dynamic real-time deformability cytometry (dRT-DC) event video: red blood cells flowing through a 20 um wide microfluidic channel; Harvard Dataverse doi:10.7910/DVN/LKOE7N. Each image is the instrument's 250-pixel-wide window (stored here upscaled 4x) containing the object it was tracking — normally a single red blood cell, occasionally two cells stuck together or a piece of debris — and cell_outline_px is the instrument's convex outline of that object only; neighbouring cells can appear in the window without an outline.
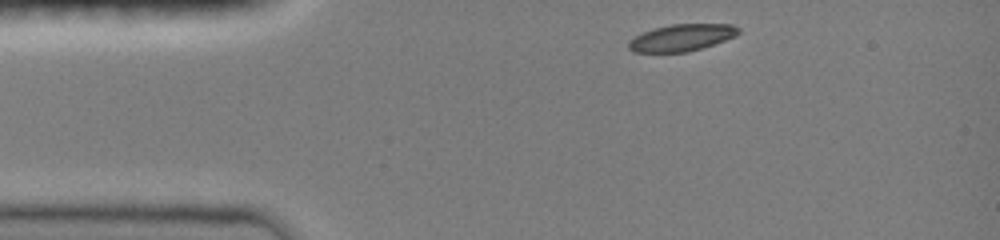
{"species": "common noctule bat (a hibernating species)", "species_latin": "Nyctalus noctula", "temperature_condition": "room temperature", "stored_images_in_passage": 29, "camera_frame_rate_fps": 3000, "um_per_image_px": 0.085, "animal": {"sex": "female", "body_mass_g": 19.0, "forearm_length_mm": 51.5}, "frame": {"image": 1, "passage_image": 1, "time_ms": 0.0, "image_size_px": [1000, 240], "cell_outline_px": [[740, 32], [736, 36], [688, 52], [632, 52], [628, 48], [628, 40], [652, 28], [672, 24], [732, 24], [740, 28]], "centroid_in_image_um": [57.93, 3.19], "position_along_channel_um": 27.1, "area_um2": 17.17}}
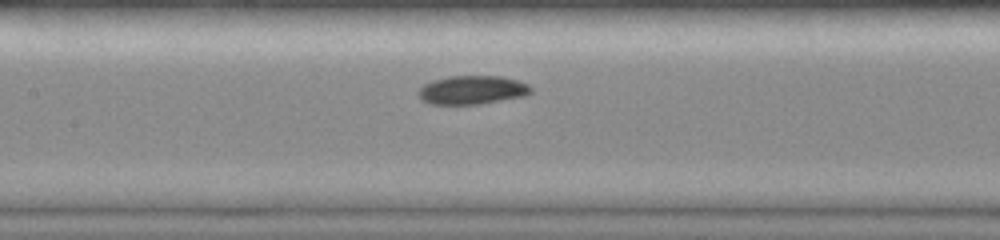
{"frame": {"image": 2, "passage_image": 17, "time_ms": 4.667, "image_size_px": [1000, 240], "cell_outline_px": [[532, 92], [524, 96], [480, 104], [428, 104], [416, 92], [424, 84], [432, 80], [448, 76], [500, 76], [516, 80], [528, 84], [532, 88]], "centroid_in_image_um": [40.13, 7.64], "position_along_channel_um": 167.3, "area_um2": 18.79}}
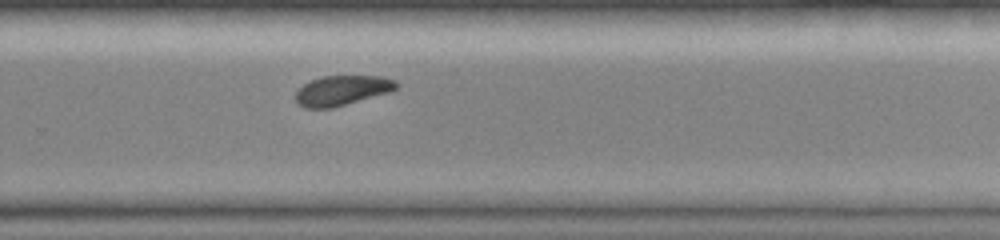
{"frame": {"image": 3, "passage_image": 29, "time_ms": 8.0, "image_size_px": [1000, 240], "cell_outline_px": [[400, 84], [392, 92], [332, 108], [304, 108], [296, 100], [296, 92], [304, 84], [312, 80], [324, 76], [384, 76], [396, 80]], "centroid_in_image_um": [29.14, 7.68], "position_along_channel_um": 300.7, "area_um2": 17.63}}